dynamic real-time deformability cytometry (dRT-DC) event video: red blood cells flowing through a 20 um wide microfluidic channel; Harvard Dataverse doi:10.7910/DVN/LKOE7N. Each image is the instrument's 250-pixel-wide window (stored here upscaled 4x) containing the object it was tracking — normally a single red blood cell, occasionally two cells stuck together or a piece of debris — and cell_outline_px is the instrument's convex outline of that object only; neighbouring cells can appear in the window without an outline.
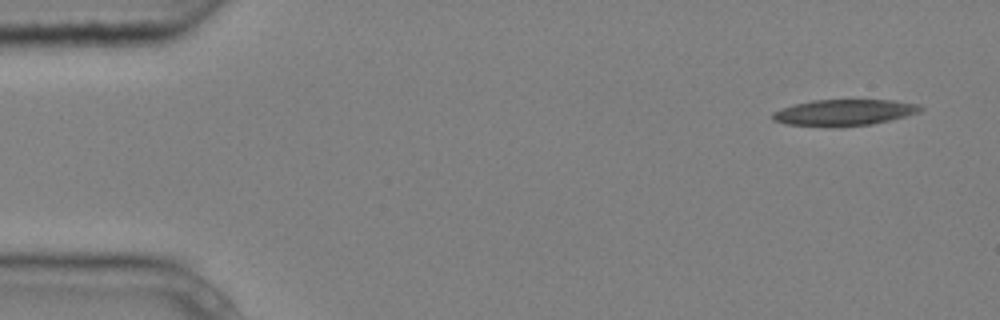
{"species": "common noctule bat (a hibernating species)", "species_latin": "Nyctalus noctula", "temperature_condition": "cold", "stored_images_in_passage": 6, "camera_frame_rate_fps": 3000, "um_per_image_px": 0.085, "animal": {"sex": "male", "body_mass_g": 20.4}, "frame": {"image": 1, "passage_image": 1, "time_ms": 0.0, "image_size_px": [1000, 320], "cell_outline_px": [[924, 108], [920, 112], [908, 116], [872, 124], [836, 128], [832, 128], [784, 124], [772, 120], [772, 112], [780, 108], [812, 100], [892, 100], [920, 104]], "centroid_in_image_um": [71.74, 9.58], "position_along_channel_um": 13.3, "area_um2": 23.12}}
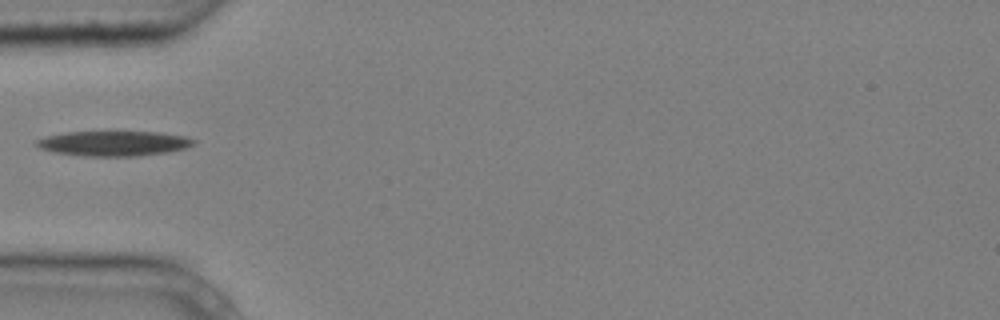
{"frame": {"image": 2, "passage_image": 5, "time_ms": 1.333, "image_size_px": [1000, 320], "cell_outline_px": [[196, 144], [184, 148], [168, 152], [136, 156], [84, 156], [56, 152], [40, 148], [36, 144], [36, 140], [48, 136], [68, 132], [156, 132], [184, 136], [196, 140]], "centroid_in_image_um": [9.71, 12.19], "position_along_channel_um": 75.3, "area_um2": 22.6}}
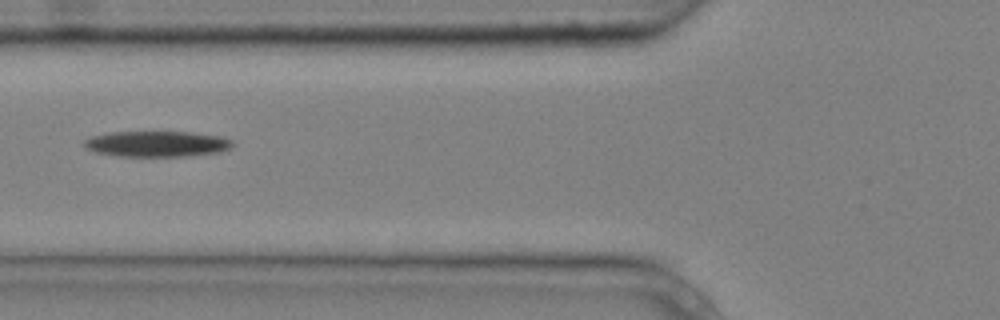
{"frame": {"image": 3, "passage_image": 6, "time_ms": 1.667, "image_size_px": [1000, 320], "cell_outline_px": [[232, 144], [228, 148], [220, 152], [188, 156], [116, 156], [92, 152], [84, 148], [84, 140], [92, 136], [112, 132], [188, 132], [220, 136], [232, 140]], "centroid_in_image_um": [13.27, 12.24], "position_along_channel_um": 112.5, "area_um2": 22.25}}